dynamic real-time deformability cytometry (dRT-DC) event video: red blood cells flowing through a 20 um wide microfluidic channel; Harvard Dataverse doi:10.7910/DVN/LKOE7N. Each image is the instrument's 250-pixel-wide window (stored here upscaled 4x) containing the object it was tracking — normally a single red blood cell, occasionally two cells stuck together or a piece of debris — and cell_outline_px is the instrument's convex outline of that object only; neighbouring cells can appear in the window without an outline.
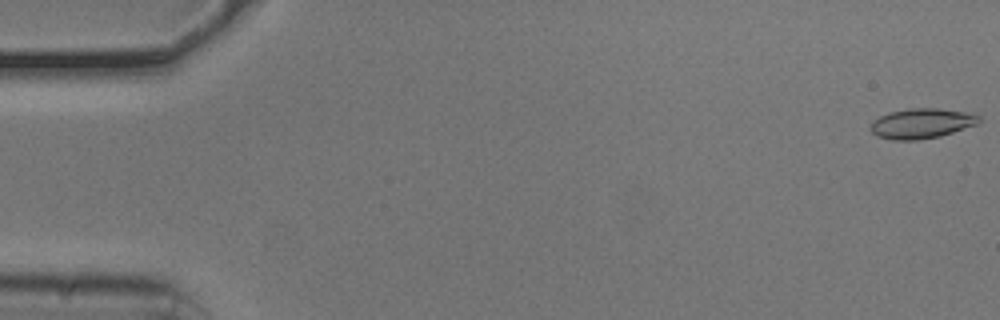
{"species": "common noctule bat (a hibernating species)", "species_latin": "Nyctalus noctula", "temperature_condition": "cold", "stored_images_in_passage": 15, "camera_frame_rate_fps": 3000, "um_per_image_px": 0.085, "animal": {"sex": "male", "body_mass_g": 20.5, "forearm_length_mm": 52.5}, "frame": {"image": 1, "passage_image": 1, "time_ms": 0.0, "image_size_px": [1000, 320], "cell_outline_px": [[980, 120], [976, 124], [940, 136], [916, 140], [892, 140], [876, 136], [868, 128], [872, 120], [888, 112], [908, 108], [940, 108], [972, 112], [980, 116]], "centroid_in_image_um": [78.3, 10.48], "position_along_channel_um": 6.7, "area_um2": 19.25}}
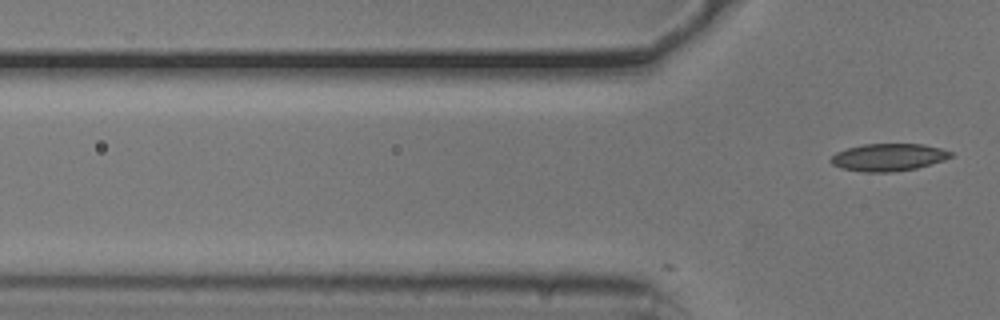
{"frame": {"image": 2, "passage_image": 15, "time_ms": 4.667, "image_size_px": [1000, 320], "cell_outline_px": [[952, 156], [944, 160], [916, 168], [892, 172], [860, 172], [840, 168], [832, 164], [828, 160], [836, 152], [848, 148], [864, 144], [924, 144], [940, 148], [952, 152]], "centroid_in_image_um": [75.48, 13.37], "position_along_channel_um": 50.3, "area_um2": 19.19}}